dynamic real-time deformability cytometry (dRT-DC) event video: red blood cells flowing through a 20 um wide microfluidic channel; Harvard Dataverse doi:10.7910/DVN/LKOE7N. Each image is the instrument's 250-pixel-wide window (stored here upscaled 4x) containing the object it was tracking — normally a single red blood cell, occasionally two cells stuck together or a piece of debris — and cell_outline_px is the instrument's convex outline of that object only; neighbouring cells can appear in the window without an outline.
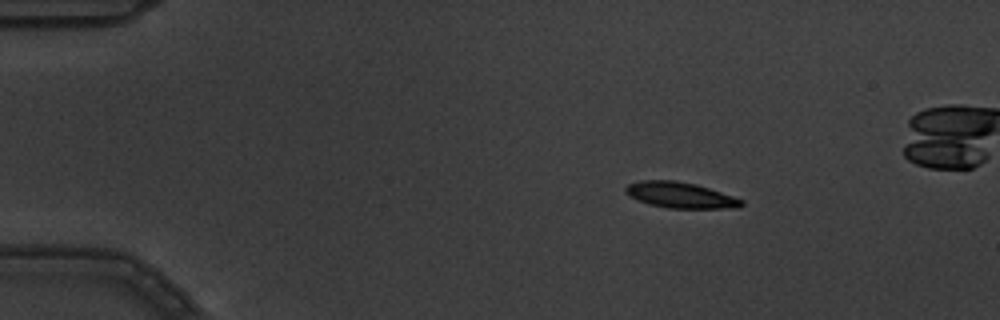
{"species": "common noctule bat (a hibernating species)", "species_latin": "Nyctalus noctula", "temperature_condition": "warm", "stored_images_in_passage": 5, "camera_frame_rate_fps": 3000, "um_per_image_px": 0.085, "animal": {"sex": "male", "body_mass_g": 19.5, "forearm_length_mm": 54.6}, "frame": {"image": 1, "passage_image": 2, "time_ms": 0.333, "image_size_px": [1000, 320], "cell_outline_px": [[744, 204], [740, 208], [668, 208], [648, 204], [636, 200], [624, 192], [624, 188], [628, 184], [640, 180], [676, 180], [696, 184], [744, 200]], "centroid_in_image_um": [57.8, 16.58], "position_along_channel_um": 27.2, "area_um2": 17.57}}